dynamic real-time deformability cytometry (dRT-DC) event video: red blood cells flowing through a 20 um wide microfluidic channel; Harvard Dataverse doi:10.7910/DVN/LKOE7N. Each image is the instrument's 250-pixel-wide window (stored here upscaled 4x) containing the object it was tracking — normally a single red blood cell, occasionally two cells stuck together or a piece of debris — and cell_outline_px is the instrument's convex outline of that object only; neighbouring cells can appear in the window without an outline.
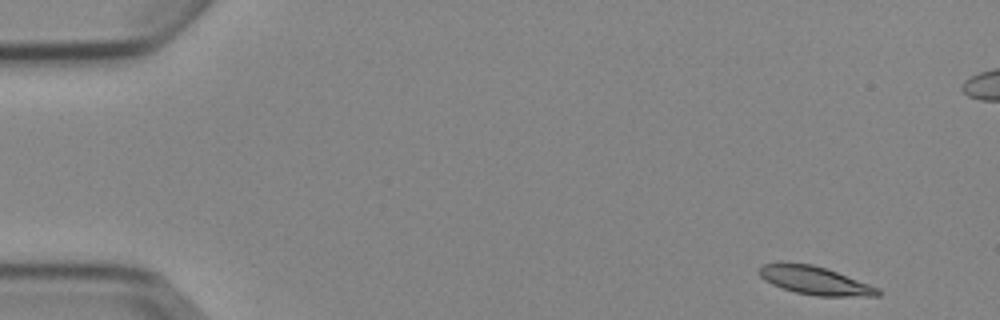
{"species": "Egyptian fruit bat (a non-hibernating species)", "species_latin": "Rousettus aegyptiacus", "temperature_condition": "cold", "stored_images_in_passage": 5, "camera_frame_rate_fps": 3000, "um_per_image_px": 0.085, "animal": {"sex": "female"}, "frame": {"image": 1, "passage_image": 1, "time_ms": 0.0, "image_size_px": [1000, 320], "cell_outline_px": [[884, 292], [880, 296], [816, 296], [796, 292], [772, 284], [764, 280], [760, 276], [760, 264], [780, 260], [812, 264], [836, 272], [880, 288]], "centroid_in_image_um": [69.24, 23.82], "position_along_channel_um": 15.8, "area_um2": 19.83}}